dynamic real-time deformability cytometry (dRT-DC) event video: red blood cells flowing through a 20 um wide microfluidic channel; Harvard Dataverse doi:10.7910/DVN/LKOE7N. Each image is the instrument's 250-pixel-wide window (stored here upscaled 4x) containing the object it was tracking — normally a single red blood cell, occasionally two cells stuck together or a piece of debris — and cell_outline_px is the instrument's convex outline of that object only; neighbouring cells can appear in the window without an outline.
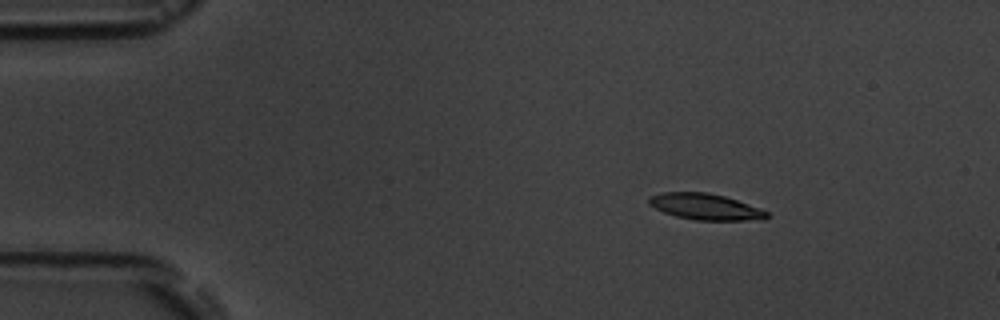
{"species": "common noctule bat (a hibernating species)", "species_latin": "Nyctalus noctula", "temperature_condition": "room temperature", "stored_images_in_passage": 5, "camera_frame_rate_fps": 3000, "um_per_image_px": 0.085, "animal": {"sex": "male", "body_mass_g": 19.5, "forearm_length_mm": 54.6}, "frame": {"image": 1, "passage_image": 2, "time_ms": 1.667, "image_size_px": [1000, 320], "cell_outline_px": [[768, 216], [764, 220], [696, 220], [676, 216], [664, 212], [648, 204], [648, 196], [660, 192], [704, 192], [724, 196], [760, 208], [768, 212]], "centroid_in_image_um": [59.93, 17.57], "position_along_channel_um": 25.1, "area_um2": 17.92}}